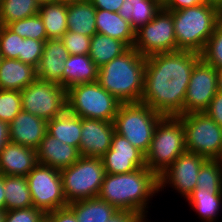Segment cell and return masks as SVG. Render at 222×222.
I'll return each instance as SVG.
<instances>
[{
	"mask_svg": "<svg viewBox=\"0 0 222 222\" xmlns=\"http://www.w3.org/2000/svg\"><path fill=\"white\" fill-rule=\"evenodd\" d=\"M200 60V54L181 50L146 57L140 102L163 116L182 115L191 73Z\"/></svg>",
	"mask_w": 222,
	"mask_h": 222,
	"instance_id": "cell-1",
	"label": "cell"
},
{
	"mask_svg": "<svg viewBox=\"0 0 222 222\" xmlns=\"http://www.w3.org/2000/svg\"><path fill=\"white\" fill-rule=\"evenodd\" d=\"M159 192V177L147 167H142L123 174L105 173L97 197L118 211L135 212L148 221L150 200Z\"/></svg>",
	"mask_w": 222,
	"mask_h": 222,
	"instance_id": "cell-2",
	"label": "cell"
},
{
	"mask_svg": "<svg viewBox=\"0 0 222 222\" xmlns=\"http://www.w3.org/2000/svg\"><path fill=\"white\" fill-rule=\"evenodd\" d=\"M146 57L133 47L98 69V83L121 103L141 101Z\"/></svg>",
	"mask_w": 222,
	"mask_h": 222,
	"instance_id": "cell-3",
	"label": "cell"
},
{
	"mask_svg": "<svg viewBox=\"0 0 222 222\" xmlns=\"http://www.w3.org/2000/svg\"><path fill=\"white\" fill-rule=\"evenodd\" d=\"M169 12L173 15L177 51L201 54L220 24V9L205 3Z\"/></svg>",
	"mask_w": 222,
	"mask_h": 222,
	"instance_id": "cell-4",
	"label": "cell"
},
{
	"mask_svg": "<svg viewBox=\"0 0 222 222\" xmlns=\"http://www.w3.org/2000/svg\"><path fill=\"white\" fill-rule=\"evenodd\" d=\"M185 151L182 120L178 116H163L156 125L150 148L145 154L146 167L159 177Z\"/></svg>",
	"mask_w": 222,
	"mask_h": 222,
	"instance_id": "cell-5",
	"label": "cell"
},
{
	"mask_svg": "<svg viewBox=\"0 0 222 222\" xmlns=\"http://www.w3.org/2000/svg\"><path fill=\"white\" fill-rule=\"evenodd\" d=\"M162 117V114L144 103H121L113 125L116 133L125 137L145 155L150 148L156 125Z\"/></svg>",
	"mask_w": 222,
	"mask_h": 222,
	"instance_id": "cell-6",
	"label": "cell"
},
{
	"mask_svg": "<svg viewBox=\"0 0 222 222\" xmlns=\"http://www.w3.org/2000/svg\"><path fill=\"white\" fill-rule=\"evenodd\" d=\"M66 91L67 111L81 118L113 122L121 105L98 82L74 85Z\"/></svg>",
	"mask_w": 222,
	"mask_h": 222,
	"instance_id": "cell-7",
	"label": "cell"
},
{
	"mask_svg": "<svg viewBox=\"0 0 222 222\" xmlns=\"http://www.w3.org/2000/svg\"><path fill=\"white\" fill-rule=\"evenodd\" d=\"M67 203L97 197L105 176L101 158L80 156L70 167L60 170Z\"/></svg>",
	"mask_w": 222,
	"mask_h": 222,
	"instance_id": "cell-8",
	"label": "cell"
},
{
	"mask_svg": "<svg viewBox=\"0 0 222 222\" xmlns=\"http://www.w3.org/2000/svg\"><path fill=\"white\" fill-rule=\"evenodd\" d=\"M185 130L186 151L209 160H222V127L205 112L178 116Z\"/></svg>",
	"mask_w": 222,
	"mask_h": 222,
	"instance_id": "cell-9",
	"label": "cell"
},
{
	"mask_svg": "<svg viewBox=\"0 0 222 222\" xmlns=\"http://www.w3.org/2000/svg\"><path fill=\"white\" fill-rule=\"evenodd\" d=\"M21 93L22 110L49 121L67 111V91L61 85L36 79Z\"/></svg>",
	"mask_w": 222,
	"mask_h": 222,
	"instance_id": "cell-10",
	"label": "cell"
},
{
	"mask_svg": "<svg viewBox=\"0 0 222 222\" xmlns=\"http://www.w3.org/2000/svg\"><path fill=\"white\" fill-rule=\"evenodd\" d=\"M133 48L145 57L177 51L173 15L162 8L150 22L135 31Z\"/></svg>",
	"mask_w": 222,
	"mask_h": 222,
	"instance_id": "cell-11",
	"label": "cell"
},
{
	"mask_svg": "<svg viewBox=\"0 0 222 222\" xmlns=\"http://www.w3.org/2000/svg\"><path fill=\"white\" fill-rule=\"evenodd\" d=\"M26 178L33 207L47 213L68 206L63 193L60 170L38 163Z\"/></svg>",
	"mask_w": 222,
	"mask_h": 222,
	"instance_id": "cell-12",
	"label": "cell"
},
{
	"mask_svg": "<svg viewBox=\"0 0 222 222\" xmlns=\"http://www.w3.org/2000/svg\"><path fill=\"white\" fill-rule=\"evenodd\" d=\"M207 160L194 152H183L159 176V191H164V187H171L185 200L194 191L199 170Z\"/></svg>",
	"mask_w": 222,
	"mask_h": 222,
	"instance_id": "cell-13",
	"label": "cell"
},
{
	"mask_svg": "<svg viewBox=\"0 0 222 222\" xmlns=\"http://www.w3.org/2000/svg\"><path fill=\"white\" fill-rule=\"evenodd\" d=\"M217 92V70L201 59L191 73L183 114L204 112Z\"/></svg>",
	"mask_w": 222,
	"mask_h": 222,
	"instance_id": "cell-14",
	"label": "cell"
},
{
	"mask_svg": "<svg viewBox=\"0 0 222 222\" xmlns=\"http://www.w3.org/2000/svg\"><path fill=\"white\" fill-rule=\"evenodd\" d=\"M101 159L107 174L129 173L146 167L145 155L116 132L113 135L110 149Z\"/></svg>",
	"mask_w": 222,
	"mask_h": 222,
	"instance_id": "cell-15",
	"label": "cell"
},
{
	"mask_svg": "<svg viewBox=\"0 0 222 222\" xmlns=\"http://www.w3.org/2000/svg\"><path fill=\"white\" fill-rule=\"evenodd\" d=\"M114 133L113 122L81 118L80 156L101 158L110 149Z\"/></svg>",
	"mask_w": 222,
	"mask_h": 222,
	"instance_id": "cell-16",
	"label": "cell"
},
{
	"mask_svg": "<svg viewBox=\"0 0 222 222\" xmlns=\"http://www.w3.org/2000/svg\"><path fill=\"white\" fill-rule=\"evenodd\" d=\"M47 125L48 121L22 110L9 123L10 142L36 150L47 133Z\"/></svg>",
	"mask_w": 222,
	"mask_h": 222,
	"instance_id": "cell-17",
	"label": "cell"
},
{
	"mask_svg": "<svg viewBox=\"0 0 222 222\" xmlns=\"http://www.w3.org/2000/svg\"><path fill=\"white\" fill-rule=\"evenodd\" d=\"M69 53L61 39H48L37 67V78L63 87L65 61Z\"/></svg>",
	"mask_w": 222,
	"mask_h": 222,
	"instance_id": "cell-18",
	"label": "cell"
},
{
	"mask_svg": "<svg viewBox=\"0 0 222 222\" xmlns=\"http://www.w3.org/2000/svg\"><path fill=\"white\" fill-rule=\"evenodd\" d=\"M37 162L52 168L62 170L73 165L79 158V150L61 142L48 132L36 149Z\"/></svg>",
	"mask_w": 222,
	"mask_h": 222,
	"instance_id": "cell-19",
	"label": "cell"
},
{
	"mask_svg": "<svg viewBox=\"0 0 222 222\" xmlns=\"http://www.w3.org/2000/svg\"><path fill=\"white\" fill-rule=\"evenodd\" d=\"M38 164L36 150L9 142L0 153V174L27 176Z\"/></svg>",
	"mask_w": 222,
	"mask_h": 222,
	"instance_id": "cell-20",
	"label": "cell"
},
{
	"mask_svg": "<svg viewBox=\"0 0 222 222\" xmlns=\"http://www.w3.org/2000/svg\"><path fill=\"white\" fill-rule=\"evenodd\" d=\"M37 79V69L18 59L3 58L0 64V89L22 91Z\"/></svg>",
	"mask_w": 222,
	"mask_h": 222,
	"instance_id": "cell-21",
	"label": "cell"
},
{
	"mask_svg": "<svg viewBox=\"0 0 222 222\" xmlns=\"http://www.w3.org/2000/svg\"><path fill=\"white\" fill-rule=\"evenodd\" d=\"M95 23L97 33L118 39L129 48L133 47L135 30L131 27L130 22L125 21L118 12L96 9Z\"/></svg>",
	"mask_w": 222,
	"mask_h": 222,
	"instance_id": "cell-22",
	"label": "cell"
},
{
	"mask_svg": "<svg viewBox=\"0 0 222 222\" xmlns=\"http://www.w3.org/2000/svg\"><path fill=\"white\" fill-rule=\"evenodd\" d=\"M98 67L87 55H69L65 61L63 88L98 81Z\"/></svg>",
	"mask_w": 222,
	"mask_h": 222,
	"instance_id": "cell-23",
	"label": "cell"
},
{
	"mask_svg": "<svg viewBox=\"0 0 222 222\" xmlns=\"http://www.w3.org/2000/svg\"><path fill=\"white\" fill-rule=\"evenodd\" d=\"M96 8L89 0L67 1L68 31L92 37L97 33Z\"/></svg>",
	"mask_w": 222,
	"mask_h": 222,
	"instance_id": "cell-24",
	"label": "cell"
},
{
	"mask_svg": "<svg viewBox=\"0 0 222 222\" xmlns=\"http://www.w3.org/2000/svg\"><path fill=\"white\" fill-rule=\"evenodd\" d=\"M163 8L161 0H125L118 14L137 31L150 22Z\"/></svg>",
	"mask_w": 222,
	"mask_h": 222,
	"instance_id": "cell-25",
	"label": "cell"
},
{
	"mask_svg": "<svg viewBox=\"0 0 222 222\" xmlns=\"http://www.w3.org/2000/svg\"><path fill=\"white\" fill-rule=\"evenodd\" d=\"M38 14L42 18L48 39H61L68 31L67 1L42 3Z\"/></svg>",
	"mask_w": 222,
	"mask_h": 222,
	"instance_id": "cell-26",
	"label": "cell"
},
{
	"mask_svg": "<svg viewBox=\"0 0 222 222\" xmlns=\"http://www.w3.org/2000/svg\"><path fill=\"white\" fill-rule=\"evenodd\" d=\"M68 207L74 212L78 222H106L118 211L98 197L74 201Z\"/></svg>",
	"mask_w": 222,
	"mask_h": 222,
	"instance_id": "cell-27",
	"label": "cell"
},
{
	"mask_svg": "<svg viewBox=\"0 0 222 222\" xmlns=\"http://www.w3.org/2000/svg\"><path fill=\"white\" fill-rule=\"evenodd\" d=\"M47 132L61 142L79 150L81 137V117L66 111L48 121Z\"/></svg>",
	"mask_w": 222,
	"mask_h": 222,
	"instance_id": "cell-28",
	"label": "cell"
},
{
	"mask_svg": "<svg viewBox=\"0 0 222 222\" xmlns=\"http://www.w3.org/2000/svg\"><path fill=\"white\" fill-rule=\"evenodd\" d=\"M129 47L122 41L96 33L91 37L89 57L98 68L121 56Z\"/></svg>",
	"mask_w": 222,
	"mask_h": 222,
	"instance_id": "cell-29",
	"label": "cell"
},
{
	"mask_svg": "<svg viewBox=\"0 0 222 222\" xmlns=\"http://www.w3.org/2000/svg\"><path fill=\"white\" fill-rule=\"evenodd\" d=\"M5 211L33 207L25 176L4 175Z\"/></svg>",
	"mask_w": 222,
	"mask_h": 222,
	"instance_id": "cell-30",
	"label": "cell"
},
{
	"mask_svg": "<svg viewBox=\"0 0 222 222\" xmlns=\"http://www.w3.org/2000/svg\"><path fill=\"white\" fill-rule=\"evenodd\" d=\"M201 222H216L222 206V193L192 192L186 199Z\"/></svg>",
	"mask_w": 222,
	"mask_h": 222,
	"instance_id": "cell-31",
	"label": "cell"
},
{
	"mask_svg": "<svg viewBox=\"0 0 222 222\" xmlns=\"http://www.w3.org/2000/svg\"><path fill=\"white\" fill-rule=\"evenodd\" d=\"M40 4L36 0H2L0 2V25L28 18L39 12Z\"/></svg>",
	"mask_w": 222,
	"mask_h": 222,
	"instance_id": "cell-32",
	"label": "cell"
},
{
	"mask_svg": "<svg viewBox=\"0 0 222 222\" xmlns=\"http://www.w3.org/2000/svg\"><path fill=\"white\" fill-rule=\"evenodd\" d=\"M193 192L222 193V160H207L199 170Z\"/></svg>",
	"mask_w": 222,
	"mask_h": 222,
	"instance_id": "cell-33",
	"label": "cell"
},
{
	"mask_svg": "<svg viewBox=\"0 0 222 222\" xmlns=\"http://www.w3.org/2000/svg\"><path fill=\"white\" fill-rule=\"evenodd\" d=\"M7 27L22 38H31L39 41L48 40L42 18L39 14L12 22Z\"/></svg>",
	"mask_w": 222,
	"mask_h": 222,
	"instance_id": "cell-34",
	"label": "cell"
},
{
	"mask_svg": "<svg viewBox=\"0 0 222 222\" xmlns=\"http://www.w3.org/2000/svg\"><path fill=\"white\" fill-rule=\"evenodd\" d=\"M201 59L216 70L222 69V25L219 24L209 37Z\"/></svg>",
	"mask_w": 222,
	"mask_h": 222,
	"instance_id": "cell-35",
	"label": "cell"
},
{
	"mask_svg": "<svg viewBox=\"0 0 222 222\" xmlns=\"http://www.w3.org/2000/svg\"><path fill=\"white\" fill-rule=\"evenodd\" d=\"M20 111H22L20 91L0 89V120L10 123Z\"/></svg>",
	"mask_w": 222,
	"mask_h": 222,
	"instance_id": "cell-36",
	"label": "cell"
},
{
	"mask_svg": "<svg viewBox=\"0 0 222 222\" xmlns=\"http://www.w3.org/2000/svg\"><path fill=\"white\" fill-rule=\"evenodd\" d=\"M24 38L0 25V53L3 58L18 59Z\"/></svg>",
	"mask_w": 222,
	"mask_h": 222,
	"instance_id": "cell-37",
	"label": "cell"
},
{
	"mask_svg": "<svg viewBox=\"0 0 222 222\" xmlns=\"http://www.w3.org/2000/svg\"><path fill=\"white\" fill-rule=\"evenodd\" d=\"M44 43L45 41L24 38L18 60L37 69L43 54Z\"/></svg>",
	"mask_w": 222,
	"mask_h": 222,
	"instance_id": "cell-38",
	"label": "cell"
},
{
	"mask_svg": "<svg viewBox=\"0 0 222 222\" xmlns=\"http://www.w3.org/2000/svg\"><path fill=\"white\" fill-rule=\"evenodd\" d=\"M69 55H87L90 52L91 37L67 31L61 38Z\"/></svg>",
	"mask_w": 222,
	"mask_h": 222,
	"instance_id": "cell-39",
	"label": "cell"
},
{
	"mask_svg": "<svg viewBox=\"0 0 222 222\" xmlns=\"http://www.w3.org/2000/svg\"><path fill=\"white\" fill-rule=\"evenodd\" d=\"M45 213L35 207L6 211L4 222H39Z\"/></svg>",
	"mask_w": 222,
	"mask_h": 222,
	"instance_id": "cell-40",
	"label": "cell"
},
{
	"mask_svg": "<svg viewBox=\"0 0 222 222\" xmlns=\"http://www.w3.org/2000/svg\"><path fill=\"white\" fill-rule=\"evenodd\" d=\"M204 112L222 127V92L215 94Z\"/></svg>",
	"mask_w": 222,
	"mask_h": 222,
	"instance_id": "cell-41",
	"label": "cell"
},
{
	"mask_svg": "<svg viewBox=\"0 0 222 222\" xmlns=\"http://www.w3.org/2000/svg\"><path fill=\"white\" fill-rule=\"evenodd\" d=\"M45 215L51 222H78L74 212L68 206L47 212Z\"/></svg>",
	"mask_w": 222,
	"mask_h": 222,
	"instance_id": "cell-42",
	"label": "cell"
},
{
	"mask_svg": "<svg viewBox=\"0 0 222 222\" xmlns=\"http://www.w3.org/2000/svg\"><path fill=\"white\" fill-rule=\"evenodd\" d=\"M163 9L176 11L207 3L206 0H161Z\"/></svg>",
	"mask_w": 222,
	"mask_h": 222,
	"instance_id": "cell-43",
	"label": "cell"
},
{
	"mask_svg": "<svg viewBox=\"0 0 222 222\" xmlns=\"http://www.w3.org/2000/svg\"><path fill=\"white\" fill-rule=\"evenodd\" d=\"M106 222H151V221H147L142 215L135 212L117 211Z\"/></svg>",
	"mask_w": 222,
	"mask_h": 222,
	"instance_id": "cell-44",
	"label": "cell"
},
{
	"mask_svg": "<svg viewBox=\"0 0 222 222\" xmlns=\"http://www.w3.org/2000/svg\"><path fill=\"white\" fill-rule=\"evenodd\" d=\"M96 9L118 12L125 0H89Z\"/></svg>",
	"mask_w": 222,
	"mask_h": 222,
	"instance_id": "cell-45",
	"label": "cell"
},
{
	"mask_svg": "<svg viewBox=\"0 0 222 222\" xmlns=\"http://www.w3.org/2000/svg\"><path fill=\"white\" fill-rule=\"evenodd\" d=\"M9 142H10L9 123L0 120V153Z\"/></svg>",
	"mask_w": 222,
	"mask_h": 222,
	"instance_id": "cell-46",
	"label": "cell"
},
{
	"mask_svg": "<svg viewBox=\"0 0 222 222\" xmlns=\"http://www.w3.org/2000/svg\"><path fill=\"white\" fill-rule=\"evenodd\" d=\"M0 210H5L4 175L0 174Z\"/></svg>",
	"mask_w": 222,
	"mask_h": 222,
	"instance_id": "cell-47",
	"label": "cell"
},
{
	"mask_svg": "<svg viewBox=\"0 0 222 222\" xmlns=\"http://www.w3.org/2000/svg\"><path fill=\"white\" fill-rule=\"evenodd\" d=\"M218 91L222 92V69L217 70Z\"/></svg>",
	"mask_w": 222,
	"mask_h": 222,
	"instance_id": "cell-48",
	"label": "cell"
},
{
	"mask_svg": "<svg viewBox=\"0 0 222 222\" xmlns=\"http://www.w3.org/2000/svg\"><path fill=\"white\" fill-rule=\"evenodd\" d=\"M207 4L214 5L219 9H222V0H206Z\"/></svg>",
	"mask_w": 222,
	"mask_h": 222,
	"instance_id": "cell-49",
	"label": "cell"
},
{
	"mask_svg": "<svg viewBox=\"0 0 222 222\" xmlns=\"http://www.w3.org/2000/svg\"><path fill=\"white\" fill-rule=\"evenodd\" d=\"M39 4L42 3H49V2H58V1H62V0H36Z\"/></svg>",
	"mask_w": 222,
	"mask_h": 222,
	"instance_id": "cell-50",
	"label": "cell"
},
{
	"mask_svg": "<svg viewBox=\"0 0 222 222\" xmlns=\"http://www.w3.org/2000/svg\"><path fill=\"white\" fill-rule=\"evenodd\" d=\"M5 215H6V211L0 210V222H4Z\"/></svg>",
	"mask_w": 222,
	"mask_h": 222,
	"instance_id": "cell-51",
	"label": "cell"
},
{
	"mask_svg": "<svg viewBox=\"0 0 222 222\" xmlns=\"http://www.w3.org/2000/svg\"><path fill=\"white\" fill-rule=\"evenodd\" d=\"M39 222H51V220L46 215H44Z\"/></svg>",
	"mask_w": 222,
	"mask_h": 222,
	"instance_id": "cell-52",
	"label": "cell"
},
{
	"mask_svg": "<svg viewBox=\"0 0 222 222\" xmlns=\"http://www.w3.org/2000/svg\"><path fill=\"white\" fill-rule=\"evenodd\" d=\"M220 24L222 25V9H220Z\"/></svg>",
	"mask_w": 222,
	"mask_h": 222,
	"instance_id": "cell-53",
	"label": "cell"
},
{
	"mask_svg": "<svg viewBox=\"0 0 222 222\" xmlns=\"http://www.w3.org/2000/svg\"><path fill=\"white\" fill-rule=\"evenodd\" d=\"M2 59H3V57L1 56V53H0V64H1Z\"/></svg>",
	"mask_w": 222,
	"mask_h": 222,
	"instance_id": "cell-54",
	"label": "cell"
},
{
	"mask_svg": "<svg viewBox=\"0 0 222 222\" xmlns=\"http://www.w3.org/2000/svg\"><path fill=\"white\" fill-rule=\"evenodd\" d=\"M62 1H79V0H62Z\"/></svg>",
	"mask_w": 222,
	"mask_h": 222,
	"instance_id": "cell-55",
	"label": "cell"
}]
</instances>
